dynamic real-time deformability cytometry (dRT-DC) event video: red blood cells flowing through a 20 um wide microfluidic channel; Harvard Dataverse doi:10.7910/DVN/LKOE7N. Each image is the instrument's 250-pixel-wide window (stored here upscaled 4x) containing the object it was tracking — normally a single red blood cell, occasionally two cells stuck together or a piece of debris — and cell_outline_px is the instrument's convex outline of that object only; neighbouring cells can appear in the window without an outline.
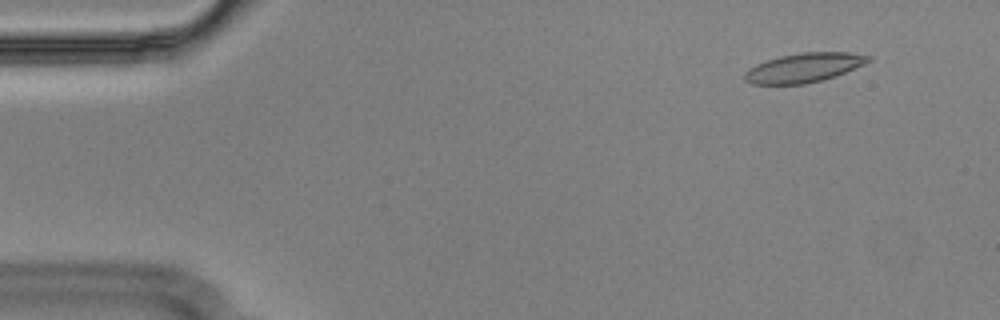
{"species": "Egyptian fruit bat (a non-hibernating species)", "species_latin": "Rousettus aegyptiacus", "temperature_condition": "cold", "stored_images_in_passage": 55, "camera_frame_rate_fps": 3000, "um_per_image_px": 0.085, "animal": {"sex": "male"}, "frame": {"image": 1, "passage_image": 5, "time_ms": 1.333, "image_size_px": [1000, 320], "cell_outline_px": [[872, 60], [864, 64], [836, 76], [804, 84], [752, 84], [744, 80], [744, 72], [748, 68], [756, 64], [780, 56], [804, 52], [848, 52], [872, 56]], "centroid_in_image_um": [68.33, 5.75], "position_along_channel_um": 16.7, "area_um2": 21.04}}
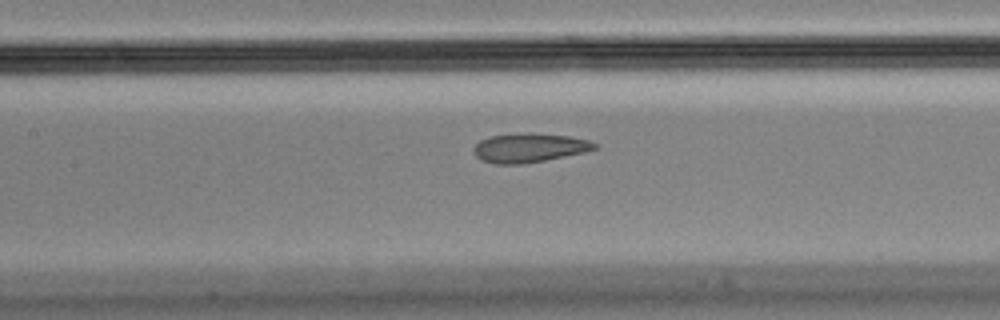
{"frame": {"image": 2, "passage_image": 25, "time_ms": 8.0, "image_size_px": [1000, 320], "cell_outline_px": [[596, 148], [584, 152], [524, 164], [496, 164], [484, 160], [476, 156], [472, 152], [472, 148], [480, 140], [492, 136], [528, 132], [568, 136], [588, 140], [596, 144]], "centroid_in_image_um": [44.95, 12.56], "position_along_channel_um": 162.5, "area_um2": 20.29}}
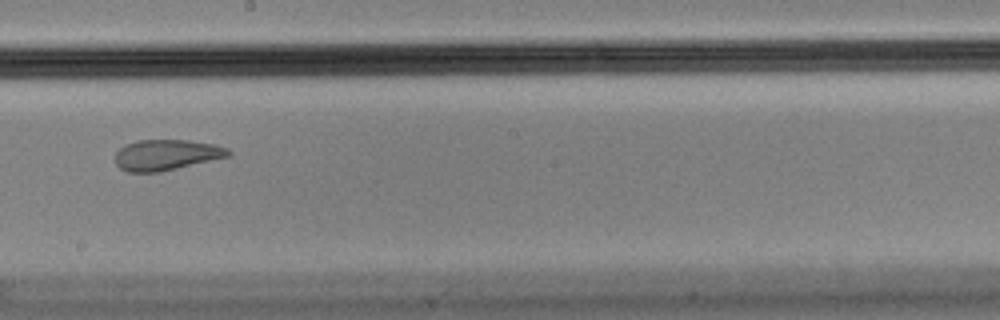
{"frame": {"image": 3, "passage_image": 31, "time_ms": 10.0, "image_size_px": [1000, 320], "cell_outline_px": [[232, 156], [160, 172], [128, 172], [120, 168], [116, 164], [116, 152], [120, 148], [136, 140], [188, 140], [212, 144], [228, 148], [232, 152]], "centroid_in_image_um": [14.18, 13.17], "position_along_channel_um": 234.0, "area_um2": 20.29}, "authors_computed_cell_mechanics": {"area_um2": 21.5594, "velocity_mm_per_s": 3.6038, "shape_relaxation_time_tau1_ms": null, "shape_relaxation_time_tau2_ms": 1.2176, "deformation_change_tau1": null, "deformation_change_tau2": 0.0664}}